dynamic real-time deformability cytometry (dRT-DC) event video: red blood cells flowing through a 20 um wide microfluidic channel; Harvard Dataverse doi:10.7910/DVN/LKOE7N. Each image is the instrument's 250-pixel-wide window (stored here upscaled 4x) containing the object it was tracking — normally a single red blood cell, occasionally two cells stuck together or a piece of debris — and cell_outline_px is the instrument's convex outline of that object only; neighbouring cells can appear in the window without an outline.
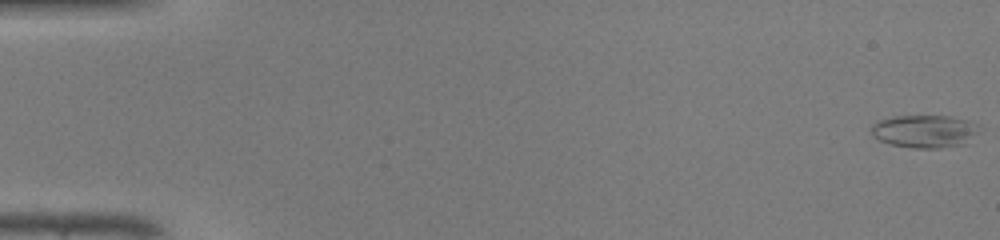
{"species": "common noctule bat (a hibernating species)", "species_latin": "Nyctalus noctula", "temperature_condition": "warm", "stored_images_in_passage": 48, "camera_frame_rate_fps": 3000, "um_per_image_px": 0.085, "animal": {"sex": "male", "body_mass_g": 19.0, "forearm_length_mm": 50.8}, "frame": {"image": 1, "passage_image": 1, "time_ms": 0.0, "image_size_px": [1000, 240], "cell_outline_px": [[980, 124], [976, 132], [968, 144], [940, 148], [912, 148], [892, 144], [880, 140], [872, 136], [872, 124], [876, 120], [892, 116], [948, 116], [968, 120]], "centroid_in_image_um": [78.59, 11.15], "position_along_channel_um": 6.4, "area_um2": 20.81}}
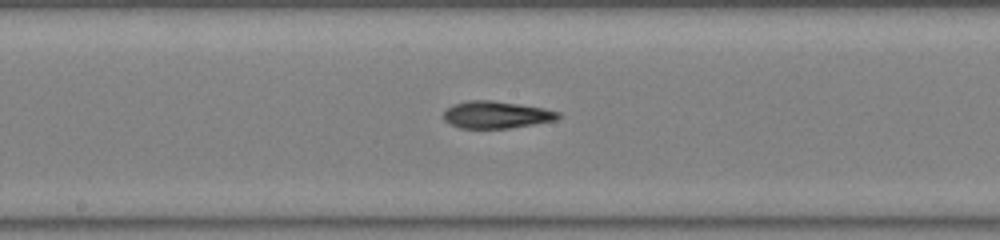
{"frame": {"image": 2, "passage_image": 26, "time_ms": 8.333, "image_size_px": [1000, 240], "cell_outline_px": [[560, 116], [556, 120], [508, 128], [460, 128], [444, 120], [444, 112], [452, 104], [468, 100], [492, 100], [544, 108], [560, 112]], "centroid_in_image_um": [42.18, 9.74], "position_along_channel_um": 206.0, "area_um2": 17.98}}
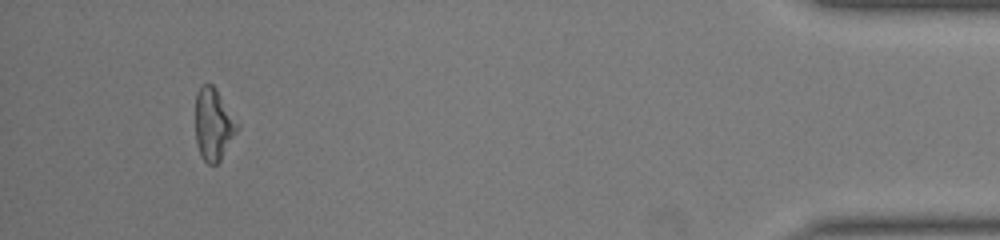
{"frame": {"image": 3, "passage_image": 45, "time_ms": 14.667, "image_size_px": [1000, 240], "cell_outline_px": [[240, 128], [220, 160], [216, 164], [208, 164], [200, 156], [196, 144], [196, 92], [200, 84], [212, 84], [216, 88], [240, 124]], "centroid_in_image_um": [18.16, 10.56], "position_along_channel_um": 417.0, "area_um2": 17.86}, "authors_computed_cell_mechanics": {"area_um2": 18.6405, "velocity_mm_per_s": 4.3516, "shape_relaxation_time_tau1_ms": 2.7155, "shape_relaxation_time_tau2_ms": 3.7865, "deformation_change_tau1": 0.1943, "deformation_change_tau2": 0.1591}}